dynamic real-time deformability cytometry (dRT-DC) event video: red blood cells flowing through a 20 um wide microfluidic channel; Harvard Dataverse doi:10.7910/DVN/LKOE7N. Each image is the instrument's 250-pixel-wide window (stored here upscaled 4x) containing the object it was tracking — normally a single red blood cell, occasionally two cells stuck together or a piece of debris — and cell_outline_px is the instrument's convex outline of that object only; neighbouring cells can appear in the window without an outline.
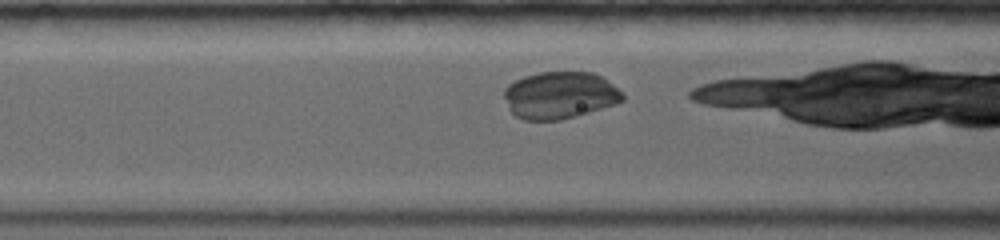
{"species": "common noctule bat (a hibernating species)", "species_latin": "Nyctalus noctula", "temperature_condition": "warm", "stored_images_in_passage": 20, "camera_frame_rate_fps": 5000, "um_per_image_px": 0.085, "animal": {"sex": "female", "body_mass_g": 19.0, "forearm_length_mm": 56.7}, "frame": {"image": 1, "passage_image": 4, "time_ms": 1.2, "image_size_px": [1000, 240], "cell_outline_px": [[624, 100], [616, 104], [576, 116], [560, 120], [524, 120], [516, 116], [508, 108], [504, 96], [504, 88], [508, 84], [524, 76], [540, 72], [592, 72], [600, 76], [612, 84], [624, 96]], "centroid_in_image_um": [47.56, 8.1], "position_along_channel_um": 119.0, "area_um2": 32.43}}